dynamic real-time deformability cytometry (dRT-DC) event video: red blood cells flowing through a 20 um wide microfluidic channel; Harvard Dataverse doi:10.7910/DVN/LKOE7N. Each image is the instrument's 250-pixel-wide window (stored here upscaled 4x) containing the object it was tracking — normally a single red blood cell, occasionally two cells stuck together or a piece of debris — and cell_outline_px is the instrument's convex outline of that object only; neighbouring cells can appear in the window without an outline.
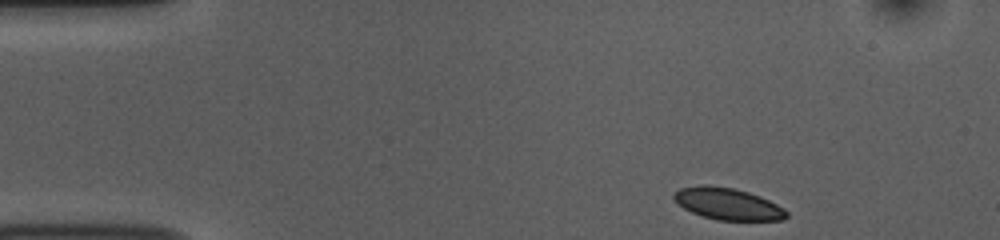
{"species": "common noctule bat (a hibernating species)", "species_latin": "Nyctalus noctula", "temperature_condition": "room temperature", "stored_images_in_passage": 43, "camera_frame_rate_fps": 3000, "um_per_image_px": 0.085, "animal": {"sex": "female", "body_mass_g": 10.0, "forearm_length_mm": 53.1}, "frame": {"image": 1, "passage_image": 1, "time_ms": 0.0, "image_size_px": [1000, 240], "cell_outline_px": [[788, 216], [784, 220], [716, 220], [692, 212], [684, 208], [672, 196], [680, 188], [704, 184], [708, 184], [732, 188], [748, 192], [760, 196], [784, 208], [788, 212]], "centroid_in_image_um": [61.89, 17.32], "position_along_channel_um": 23.1, "area_um2": 20.69}}
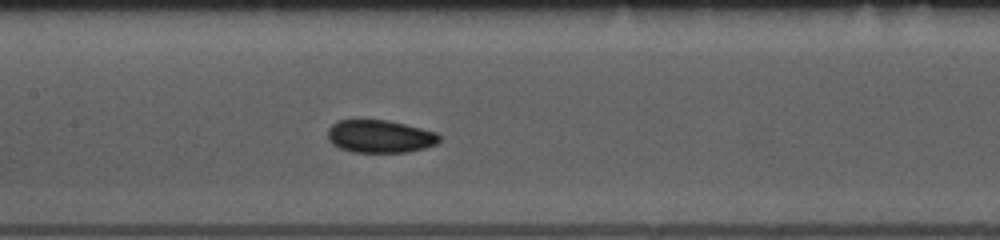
{"frame": {"image": 2, "passage_image": 19, "time_ms": 6.0, "image_size_px": [1000, 240], "cell_outline_px": [[440, 140], [436, 144], [424, 148], [408, 152], [352, 152], [340, 148], [332, 144], [328, 140], [328, 128], [336, 120], [388, 120], [436, 132], [440, 136]], "centroid_in_image_um": [32.27, 11.59], "position_along_channel_um": 175.1, "area_um2": 21.33}}
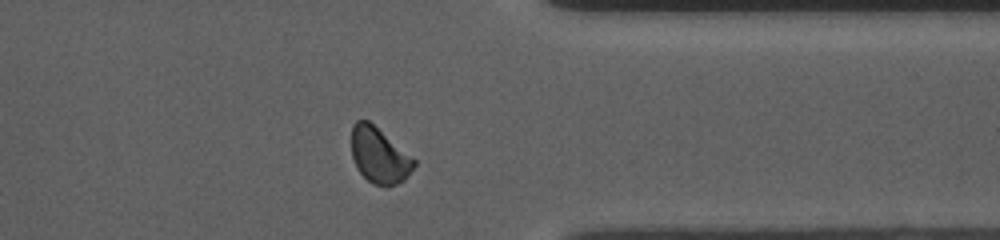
{"frame": {"image": 3, "passage_image": 36, "time_ms": 11.667, "image_size_px": [1000, 240], "cell_outline_px": [[416, 164], [404, 180], [396, 184], [372, 184], [360, 172], [352, 156], [352, 128], [356, 120], [368, 120], [412, 156], [416, 160]], "centroid_in_image_um": [32.24, 13.19], "position_along_channel_um": 379.2, "area_um2": 19.83}}